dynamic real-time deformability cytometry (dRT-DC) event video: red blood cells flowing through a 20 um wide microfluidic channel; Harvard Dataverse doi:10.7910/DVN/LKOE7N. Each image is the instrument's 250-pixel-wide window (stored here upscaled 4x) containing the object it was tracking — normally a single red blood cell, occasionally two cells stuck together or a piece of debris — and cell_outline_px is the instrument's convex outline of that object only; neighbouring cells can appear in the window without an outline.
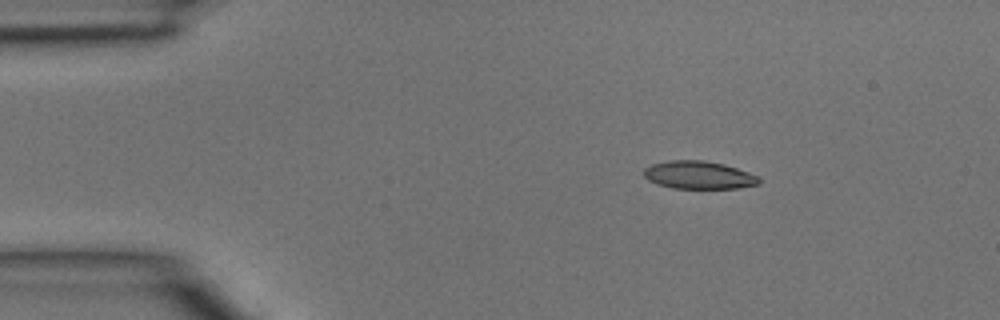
{"species": "common noctule bat (a hibernating species)", "species_latin": "Nyctalus noctula", "temperature_condition": "room temperature", "stored_images_in_passage": 4, "camera_frame_rate_fps": 3000, "um_per_image_px": 0.085, "animal": {"sex": "male", "body_mass_g": 15.6}, "frame": {"image": 1, "passage_image": 2, "time_ms": 0.333, "image_size_px": [1000, 320], "cell_outline_px": [[760, 184], [736, 188], [672, 188], [648, 180], [644, 176], [644, 168], [652, 164], [668, 160], [704, 160], [724, 164], [760, 176]], "centroid_in_image_um": [59.41, 14.87], "position_along_channel_um": 25.6, "area_um2": 18.67}}
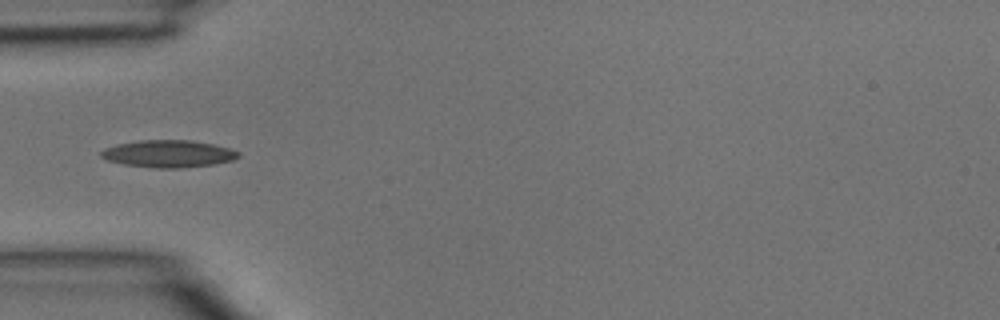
{"frame": {"image": 2, "passage_image": 4, "time_ms": 1.0, "image_size_px": [1000, 320], "cell_outline_px": [[240, 156], [232, 160], [212, 164], [180, 168], [156, 168], [124, 164], [108, 160], [100, 156], [100, 152], [104, 148], [116, 144], [140, 140], [192, 140], [232, 148], [240, 152]], "centroid_in_image_um": [14.32, 13.06], "position_along_channel_um": 70.7, "area_um2": 21.79}}